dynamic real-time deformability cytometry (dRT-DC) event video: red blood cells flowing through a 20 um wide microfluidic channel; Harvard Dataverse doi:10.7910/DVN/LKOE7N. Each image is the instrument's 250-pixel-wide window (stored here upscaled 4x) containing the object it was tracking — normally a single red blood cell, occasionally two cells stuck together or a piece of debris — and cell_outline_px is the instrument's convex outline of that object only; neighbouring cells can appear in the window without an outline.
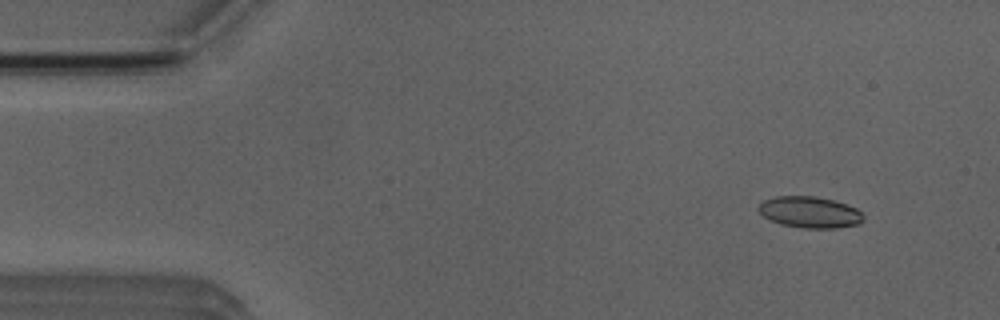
{"species": "Egyptian fruit bat (a non-hibernating species)", "species_latin": "Rousettus aegyptiacus", "temperature_condition": "room temperature", "stored_images_in_passage": 52, "camera_frame_rate_fps": 3000, "um_per_image_px": 0.085, "animal": {"sex": "male"}, "frame": {"image": 1, "passage_image": 5, "time_ms": 1.333, "image_size_px": [1000, 320], "cell_outline_px": [[864, 220], [860, 224], [836, 228], [800, 228], [780, 224], [768, 220], [756, 208], [764, 200], [776, 196], [816, 196], [832, 200], [856, 208], [864, 216]], "centroid_in_image_um": [68.81, 18.05], "position_along_channel_um": 16.2, "area_um2": 19.25}}
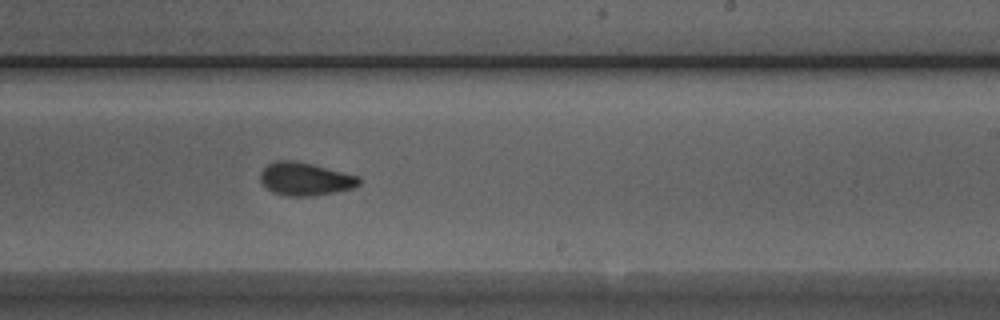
{"frame": {"image": 2, "passage_image": 31, "time_ms": 10.0, "image_size_px": [1000, 320], "cell_outline_px": [[360, 184], [352, 188], [336, 192], [312, 196], [284, 196], [272, 192], [260, 180], [260, 172], [268, 164], [276, 160], [296, 160], [360, 176]], "centroid_in_image_um": [25.94, 15.21], "position_along_channel_um": 263.1, "area_um2": 19.07}}
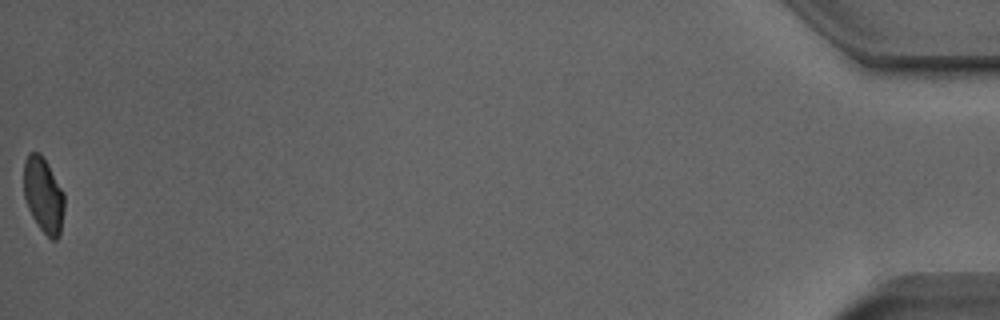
{"frame": {"image": 3, "passage_image": 52, "time_ms": 17.0, "image_size_px": [1000, 320], "cell_outline_px": [[64, 208], [60, 236], [56, 240], [52, 240], [40, 228], [32, 216], [28, 208], [24, 196], [24, 160], [28, 152], [40, 152], [48, 164], [64, 192]], "centroid_in_image_um": [3.7, 16.56], "position_along_channel_um": 431.5, "area_um2": 17.92}, "authors_computed_cell_mechanics": {"area_um2": 19.074, "velocity_mm_per_s": 3.941, "shape_relaxation_time_tau1_ms": 4.1656, "shape_relaxation_time_tau2_ms": 2.4434, "deformation_change_tau1": 0.1116, "deformation_change_tau2": 0.0526}}